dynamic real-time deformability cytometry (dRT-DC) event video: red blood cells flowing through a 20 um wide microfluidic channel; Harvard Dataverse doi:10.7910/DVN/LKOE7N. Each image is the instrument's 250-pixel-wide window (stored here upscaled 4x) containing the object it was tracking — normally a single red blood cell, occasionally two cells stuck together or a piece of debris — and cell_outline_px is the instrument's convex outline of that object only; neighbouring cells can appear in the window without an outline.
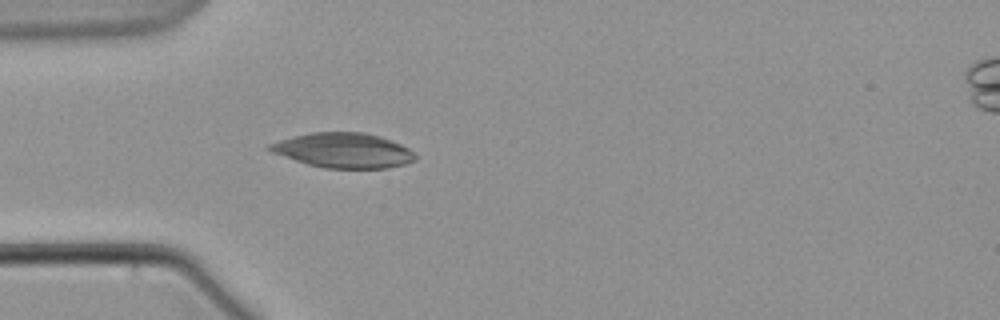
{"species": "common noctule bat (a hibernating species)", "species_latin": "Nyctalus noctula", "temperature_condition": "warm", "stored_images_in_passage": 15, "camera_frame_rate_fps": 3000, "um_per_image_px": 0.085, "animal": {"sex": "male", "body_mass_g": 21.5, "forearm_length_mm": 52.0}, "frame": {"image": 1, "passage_image": 5, "time_ms": 1.333, "image_size_px": [1000, 320], "cell_outline_px": [[416, 160], [404, 164], [388, 168], [324, 168], [308, 164], [272, 152], [264, 148], [268, 144], [292, 136], [312, 132], [364, 132], [380, 136], [400, 144], [408, 148], [416, 156]], "centroid_in_image_um": [29.17, 12.78], "position_along_channel_um": 55.8, "area_um2": 29.48}}